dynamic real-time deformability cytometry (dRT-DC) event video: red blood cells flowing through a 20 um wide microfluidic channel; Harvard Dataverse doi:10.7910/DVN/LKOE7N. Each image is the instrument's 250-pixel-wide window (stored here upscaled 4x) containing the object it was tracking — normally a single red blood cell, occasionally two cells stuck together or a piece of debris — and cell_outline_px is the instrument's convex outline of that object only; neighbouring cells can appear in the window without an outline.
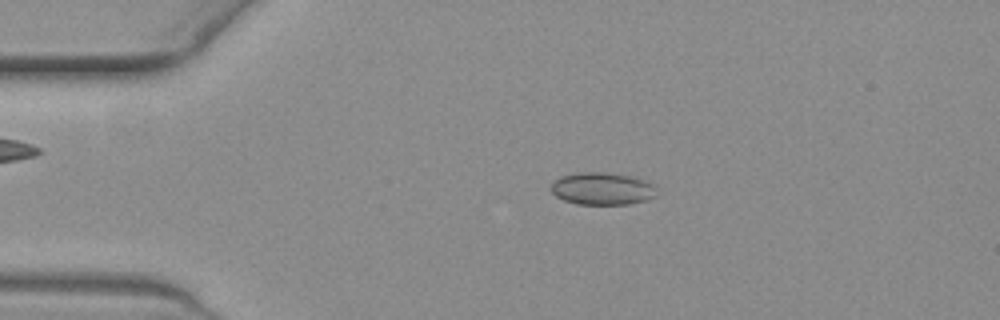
{"species": "common noctule bat (a hibernating species)", "species_latin": "Nyctalus noctula", "temperature_condition": "warm", "stored_images_in_passage": 50, "camera_frame_rate_fps": 3000, "um_per_image_px": 0.085, "animal": {"sex": "female", "body_mass_g": 19.3, "forearm_length_mm": 54.1}, "frame": {"image": 1, "passage_image": 7, "time_ms": 2.0, "image_size_px": [1000, 320], "cell_outline_px": [[656, 196], [648, 200], [628, 204], [576, 204], [564, 200], [556, 196], [552, 192], [552, 184], [560, 176], [584, 172], [604, 172], [632, 176], [648, 180], [656, 184]], "centroid_in_image_um": [51.27, 16.03], "position_along_channel_um": 33.7, "area_um2": 20.11}}
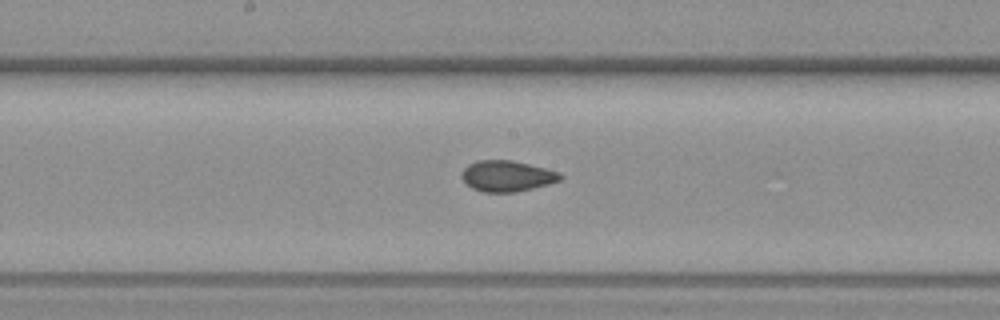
{"frame": {"image": 2, "passage_image": 24, "time_ms": 7.667, "image_size_px": [1000, 320], "cell_outline_px": [[564, 176], [560, 180], [548, 184], [516, 192], [484, 192], [472, 188], [460, 176], [464, 168], [468, 164], [476, 160], [512, 160], [560, 172]], "centroid_in_image_um": [43.09, 14.95], "position_along_channel_um": 205.1, "area_um2": 17.69}}
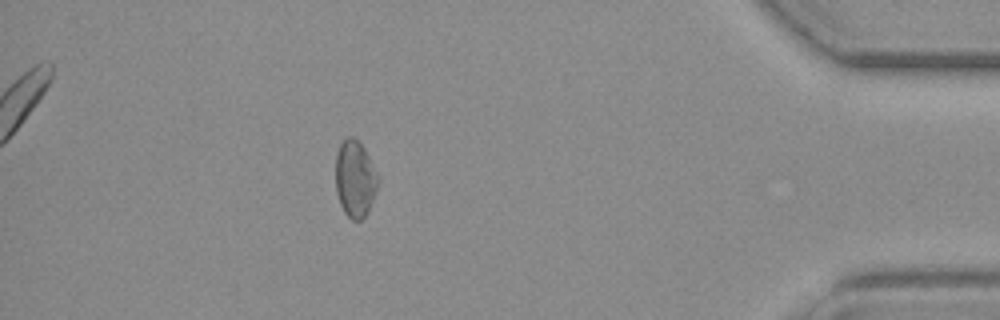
{"frame": {"image": 3, "passage_image": 44, "time_ms": 14.333, "image_size_px": [1000, 320], "cell_outline_px": [[380, 180], [368, 212], [360, 220], [352, 220], [344, 212], [340, 204], [336, 192], [336, 156], [340, 144], [348, 136], [352, 136], [364, 148]], "centroid_in_image_um": [30.18, 15.22], "position_along_channel_um": 405.0, "area_um2": 18.79}, "authors_computed_cell_mechanics": {"area_um2": 18.4382, "velocity_mm_per_s": 3.7593, "shape_relaxation_time_tau1_ms": null, "shape_relaxation_time_tau2_ms": 2.1418, "deformation_change_tau1": null, "deformation_change_tau2": 0.056}}